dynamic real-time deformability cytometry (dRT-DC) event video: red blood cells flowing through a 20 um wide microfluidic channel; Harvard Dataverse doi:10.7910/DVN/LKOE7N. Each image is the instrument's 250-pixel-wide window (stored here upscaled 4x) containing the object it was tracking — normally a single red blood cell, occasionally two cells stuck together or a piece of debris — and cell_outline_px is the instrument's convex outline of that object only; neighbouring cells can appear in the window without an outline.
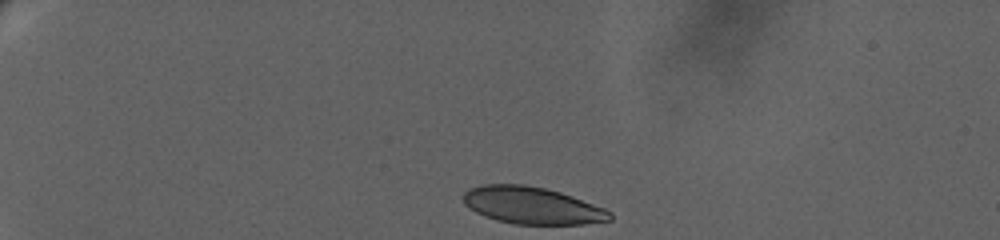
{"species": "human", "species_latin": "Homo sapiens", "temperature_condition": "warm", "stored_images_in_passage": 18, "camera_frame_rate_fps": 3000, "um_per_image_px": 0.085, "donor": {"sex": "female"}, "frame": {"image": 1, "passage_image": 1, "time_ms": 0.0, "image_size_px": [1000, 240], "cell_outline_px": [[612, 220], [584, 224], [512, 224], [496, 220], [484, 216], [468, 208], [464, 204], [460, 196], [468, 188], [480, 184], [524, 184], [544, 188], [560, 192], [572, 196], [604, 208], [612, 212]], "centroid_in_image_um": [45.17, 17.46], "position_along_channel_um": 39.8, "area_um2": 32.02}}